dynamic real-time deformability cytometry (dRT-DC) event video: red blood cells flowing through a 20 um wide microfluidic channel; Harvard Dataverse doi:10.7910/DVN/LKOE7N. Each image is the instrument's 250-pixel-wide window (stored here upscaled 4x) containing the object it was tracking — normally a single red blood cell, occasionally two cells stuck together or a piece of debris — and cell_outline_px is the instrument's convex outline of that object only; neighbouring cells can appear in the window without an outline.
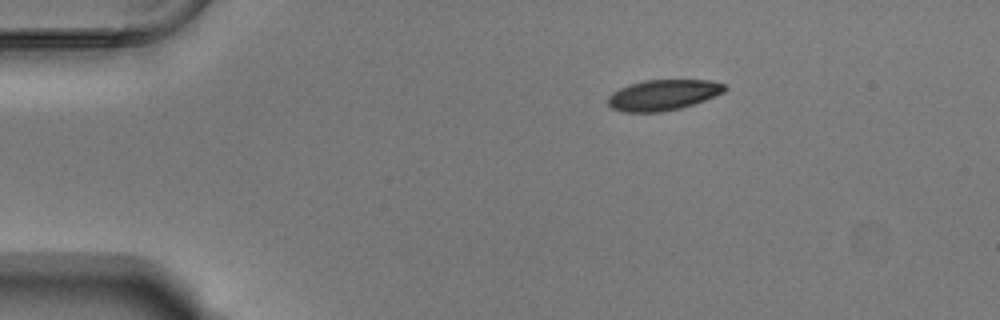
{"species": "Egyptian fruit bat (a non-hibernating species)", "species_latin": "Rousettus aegyptiacus", "temperature_condition": "warm", "stored_images_in_passage": 46, "camera_frame_rate_fps": 3000, "um_per_image_px": 0.085, "animal": {"sex": "male"}, "frame": {"image": 1, "passage_image": 1, "time_ms": 0.0, "image_size_px": [1000, 320], "cell_outline_px": [[728, 88], [724, 92], [704, 100], [680, 108], [660, 112], [624, 112], [612, 108], [608, 104], [608, 96], [612, 92], [628, 84], [644, 80], [712, 80], [724, 84]], "centroid_in_image_um": [56.35, 8.06], "position_along_channel_um": 28.7, "area_um2": 20.87}}
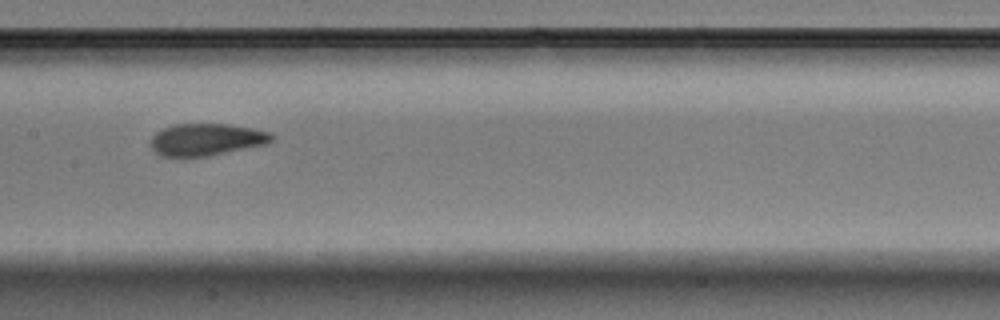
{"frame": {"image": 2, "passage_image": 19, "time_ms": 6.0, "image_size_px": [1000, 320], "cell_outline_px": [[272, 140], [264, 144], [208, 156], [160, 156], [152, 148], [152, 136], [156, 132], [164, 128], [176, 124], [228, 124], [252, 128], [268, 132], [272, 136]], "centroid_in_image_um": [17.51, 11.85], "position_along_channel_um": 189.9, "area_um2": 22.14}}
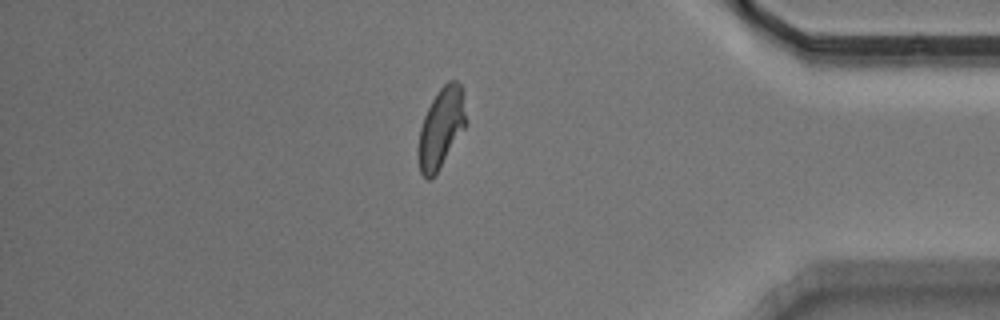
{"frame": {"image": 3, "passage_image": 38, "time_ms": 12.333, "image_size_px": [1000, 320], "cell_outline_px": [[468, 124], [432, 180], [428, 180], [420, 172], [416, 156], [416, 148], [420, 128], [424, 116], [432, 100], [440, 88], [448, 80], [456, 80], [460, 84]], "centroid_in_image_um": [37.47, 10.92], "position_along_channel_um": 397.7, "area_um2": 22.6}, "authors_computed_cell_mechanics": {"area_um2": 22.6287, "velocity_mm_per_s": 3.7432, "shape_relaxation_time_tau1_ms": 6.5044, "shape_relaxation_time_tau2_ms": 1.1303, "deformation_change_tau1": 0.175, "deformation_change_tau2": 0.0746}}